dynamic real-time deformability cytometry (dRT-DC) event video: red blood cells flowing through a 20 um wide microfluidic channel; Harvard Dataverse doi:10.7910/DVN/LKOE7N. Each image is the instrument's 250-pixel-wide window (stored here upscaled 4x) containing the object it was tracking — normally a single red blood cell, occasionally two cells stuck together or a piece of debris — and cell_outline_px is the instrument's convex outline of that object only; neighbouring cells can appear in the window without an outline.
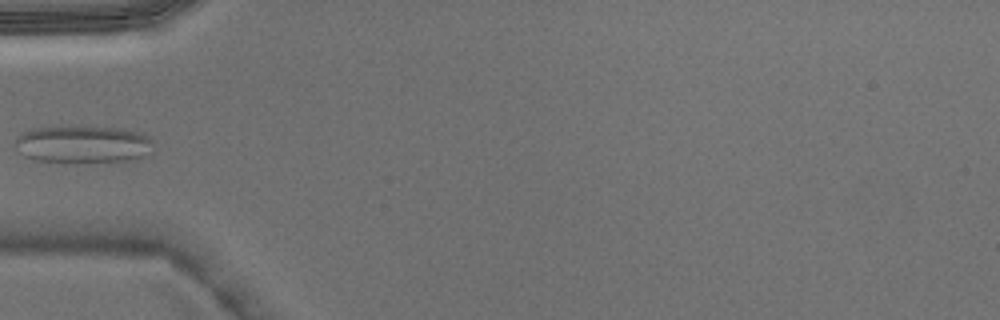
{"species": "Egyptian fruit bat (a non-hibernating species)", "species_latin": "Rousettus aegyptiacus", "temperature_condition": "warm", "stored_images_in_passage": 4, "camera_frame_rate_fps": 3000, "um_per_image_px": 0.085, "animal": {"sex": "male"}, "frame": {"image": 1, "passage_image": 4, "time_ms": 1.0, "image_size_px": [1000, 320], "cell_outline_px": [[152, 152], [144, 156], [128, 160], [36, 160], [24, 156], [16, 144], [16, 136], [24, 132], [36, 128], [120, 128], [140, 132], [148, 136], [152, 140]], "centroid_in_image_um": [7.11, 12.25], "position_along_channel_um": 77.9, "area_um2": 28.67}}